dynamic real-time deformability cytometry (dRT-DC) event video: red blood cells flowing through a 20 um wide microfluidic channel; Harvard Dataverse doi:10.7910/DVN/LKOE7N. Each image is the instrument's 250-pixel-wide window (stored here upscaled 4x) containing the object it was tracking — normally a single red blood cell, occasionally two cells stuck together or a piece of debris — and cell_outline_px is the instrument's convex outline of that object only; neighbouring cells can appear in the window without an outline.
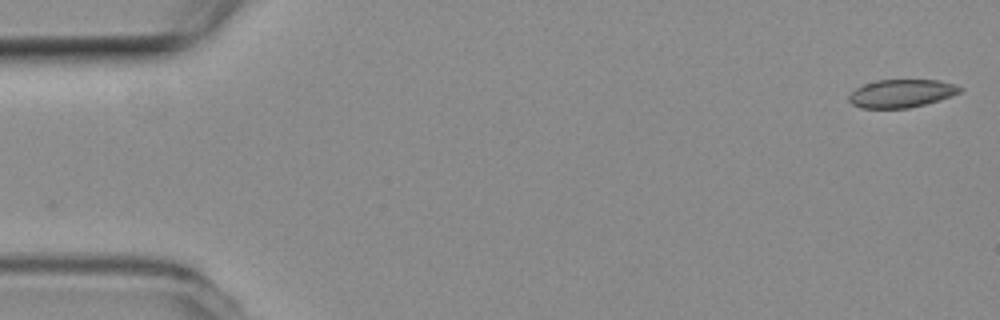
{"species": "common noctule bat (a hibernating species)", "species_latin": "Nyctalus noctula", "temperature_condition": "room temperature", "stored_images_in_passage": 9, "camera_frame_rate_fps": 3000, "um_per_image_px": 0.085, "animal": {"sex": "female", "body_mass_g": 19.3, "forearm_length_mm": 54.1}, "frame": {"image": 1, "passage_image": 1, "time_ms": 0.0, "image_size_px": [1000, 320], "cell_outline_px": [[964, 88], [960, 92], [952, 96], [940, 100], [908, 108], [860, 108], [852, 104], [848, 100], [848, 96], [856, 88], [864, 84], [876, 80], [940, 80]], "centroid_in_image_um": [76.61, 7.94], "position_along_channel_um": 8.4, "area_um2": 18.15}}